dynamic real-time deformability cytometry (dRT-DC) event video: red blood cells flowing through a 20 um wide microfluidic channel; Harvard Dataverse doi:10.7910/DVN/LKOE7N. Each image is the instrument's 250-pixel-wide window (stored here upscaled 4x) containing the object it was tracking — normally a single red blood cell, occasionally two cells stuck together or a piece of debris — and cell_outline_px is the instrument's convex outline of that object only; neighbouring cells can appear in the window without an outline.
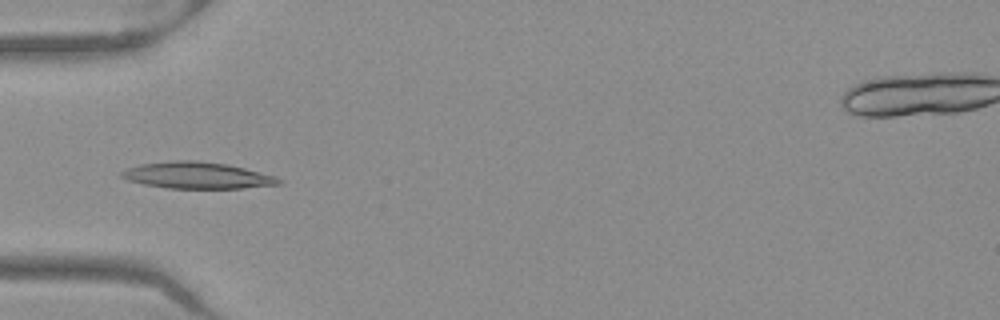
{"species": "Egyptian fruit bat (a non-hibernating species)", "species_latin": "Rousettus aegyptiacus", "temperature_condition": "warm", "stored_images_in_passage": 51, "camera_frame_rate_fps": 3000, "um_per_image_px": 0.085, "frame": {"image": 1, "passage_image": 16, "time_ms": 5.0, "image_size_px": [1000, 320], "cell_outline_px": [[284, 180], [280, 184], [240, 188], [168, 188], [144, 184], [128, 180], [120, 176], [120, 172], [128, 168], [140, 164], [172, 160], [200, 160], [228, 164], [276, 176]], "centroid_in_image_um": [16.77, 14.89], "position_along_channel_um": 68.2, "area_um2": 24.33}}
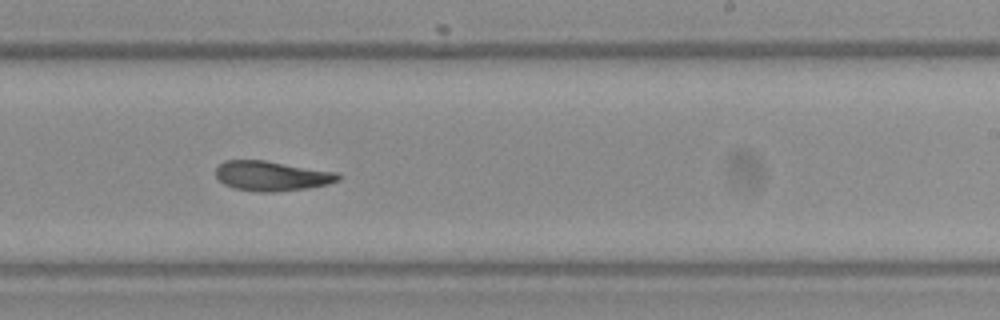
{"frame": {"image": 2, "passage_image": 31, "time_ms": 10.0, "image_size_px": [1000, 320], "cell_outline_px": [[340, 180], [328, 184], [308, 188], [272, 192], [260, 192], [236, 188], [224, 184], [216, 176], [216, 168], [224, 160], [264, 160], [340, 172]], "centroid_in_image_um": [23.14, 14.94], "position_along_channel_um": 265.9, "area_um2": 21.33}}
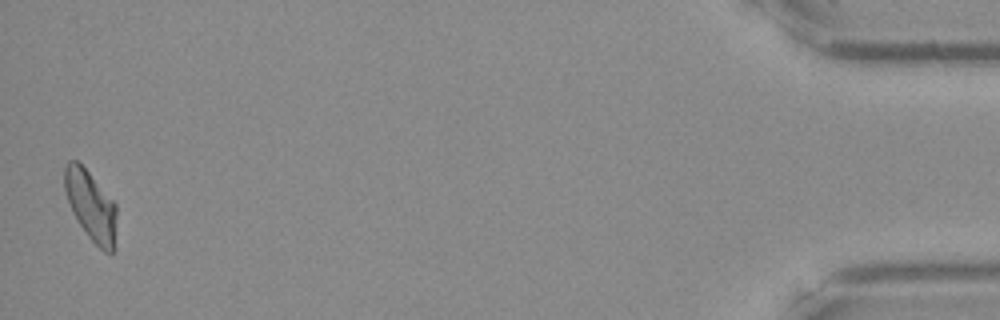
{"frame": {"image": 3, "passage_image": 50, "time_ms": 16.333, "image_size_px": [1000, 320], "cell_outline_px": [[116, 248], [112, 252], [104, 252], [88, 236], [76, 220], [72, 212], [64, 188], [64, 164], [68, 160], [76, 160], [88, 172], [116, 204]], "centroid_in_image_um": [7.73, 17.51], "position_along_channel_um": 427.5, "area_um2": 21.21}, "authors_computed_cell_mechanics": {"area_um2": 21.7906, "velocity_mm_per_s": 3.9557, "shape_relaxation_time_tau1_ms": null, "shape_relaxation_time_tau2_ms": 4.7739, "deformation_change_tau1": null, "deformation_change_tau2": 0.1115}}